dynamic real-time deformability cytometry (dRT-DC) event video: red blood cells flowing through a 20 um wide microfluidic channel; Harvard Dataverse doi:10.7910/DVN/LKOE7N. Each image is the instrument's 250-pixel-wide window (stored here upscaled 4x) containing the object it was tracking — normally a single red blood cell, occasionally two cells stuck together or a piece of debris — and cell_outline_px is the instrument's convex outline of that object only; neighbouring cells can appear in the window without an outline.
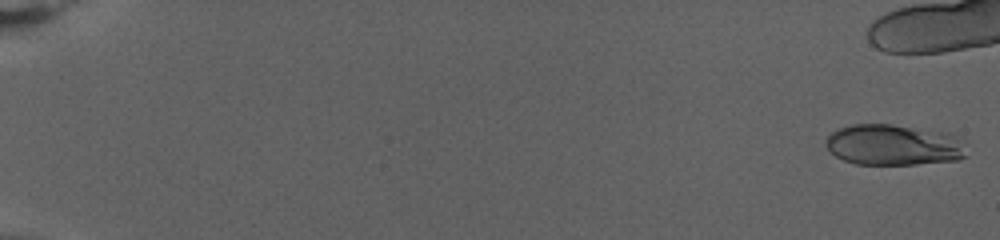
{"species": "human", "species_latin": "Homo sapiens", "temperature_condition": "warm", "stored_images_in_passage": 63, "camera_frame_rate_fps": 3000, "um_per_image_px": 0.085, "donor": {"sex": "female"}, "frame": {"image": 1, "passage_image": 2, "time_ms": 0.333, "image_size_px": [1000, 240], "cell_outline_px": [[964, 156], [960, 160], [916, 164], [856, 164], [844, 160], [836, 156], [824, 144], [828, 136], [832, 132], [840, 128], [852, 124], [892, 124], [940, 132], [948, 136]], "centroid_in_image_um": [75.75, 12.33], "position_along_channel_um": 9.3, "area_um2": 32.14}}
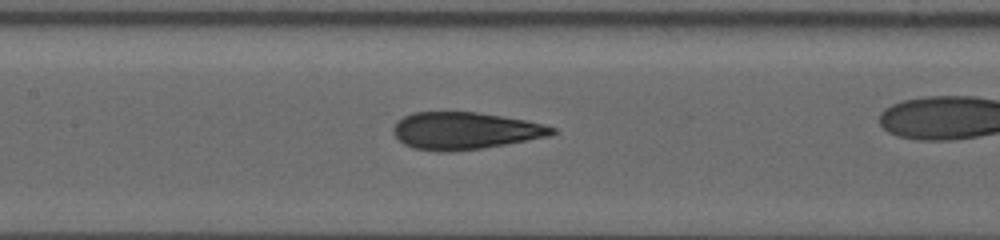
{"frame": {"image": 2, "passage_image": 40, "time_ms": 13.0, "image_size_px": [1000, 240], "cell_outline_px": [[556, 132], [548, 136], [504, 144], [480, 148], [448, 152], [440, 152], [412, 148], [404, 144], [392, 132], [392, 128], [396, 120], [412, 112], [476, 112], [524, 120], [556, 128]], "centroid_in_image_um": [39.43, 11.11], "position_along_channel_um": 168.0, "area_um2": 34.1}}
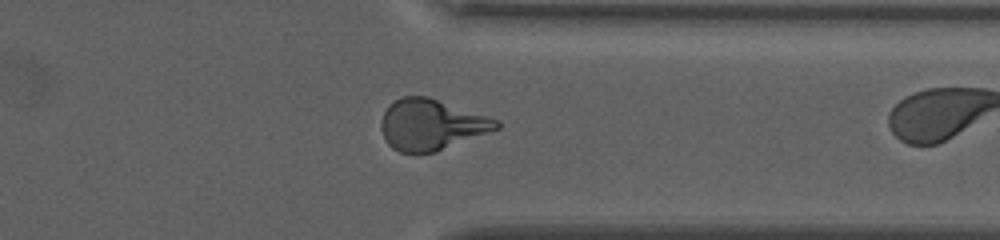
{"frame": {"image": 3, "passage_image": 62, "time_ms": 20.333, "image_size_px": [1000, 240], "cell_outline_px": [[500, 128], [436, 152], [416, 156], [400, 152], [392, 148], [388, 144], [380, 128], [380, 120], [388, 104], [400, 96], [428, 96], [500, 120]], "centroid_in_image_um": [36.63, 10.61], "position_along_channel_um": 374.8, "area_um2": 34.8}}